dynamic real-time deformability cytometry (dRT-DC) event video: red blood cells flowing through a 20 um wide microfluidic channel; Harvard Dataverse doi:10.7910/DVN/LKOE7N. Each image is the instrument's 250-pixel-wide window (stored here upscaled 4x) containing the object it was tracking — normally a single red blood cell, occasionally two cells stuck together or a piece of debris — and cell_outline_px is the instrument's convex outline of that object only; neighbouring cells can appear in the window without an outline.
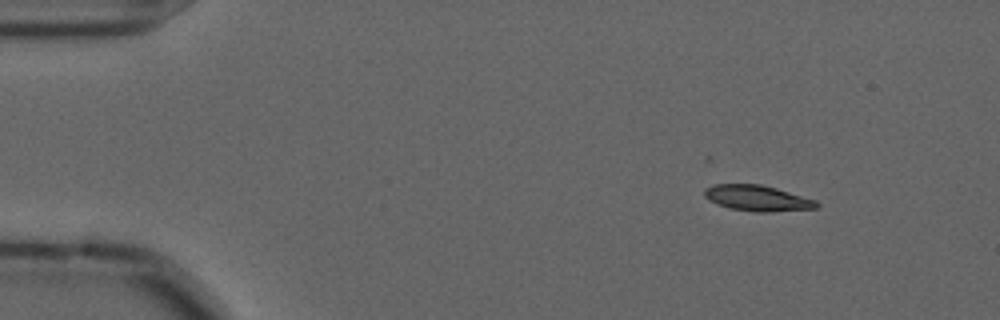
{"species": "common noctule bat (a hibernating species)", "species_latin": "Nyctalus noctula", "temperature_condition": "cold", "stored_images_in_passage": 51, "camera_frame_rate_fps": 3000, "um_per_image_px": 0.085, "animal": {"sex": "male", "forearm_length_mm": 52.5}, "frame": {"image": 1, "passage_image": 1, "time_ms": 0.0, "image_size_px": [1000, 320], "cell_outline_px": [[820, 204], [816, 208], [768, 212], [756, 212], [732, 208], [720, 204], [704, 196], [704, 188], [712, 184], [760, 184], [776, 188], [816, 200]], "centroid_in_image_um": [64.39, 16.83], "position_along_channel_um": 20.6, "area_um2": 16.59}}
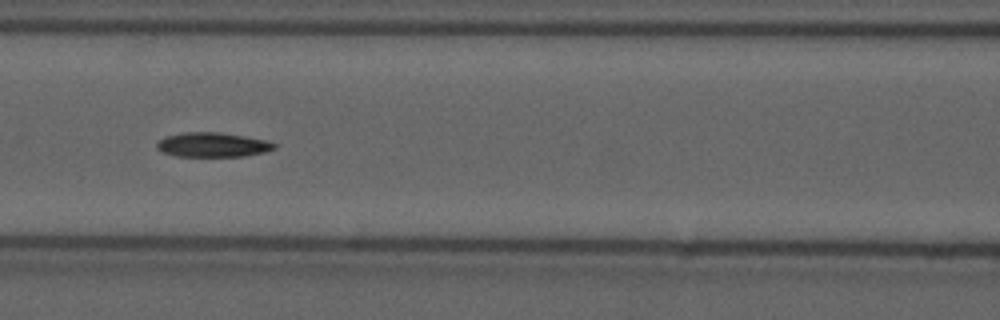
{"frame": {"image": 2, "passage_image": 19, "time_ms": 6.0, "image_size_px": [1000, 320], "cell_outline_px": [[276, 148], [264, 152], [244, 156], [176, 156], [164, 152], [156, 148], [156, 144], [160, 140], [168, 136], [184, 132], [220, 132], [244, 136], [264, 140], [276, 144]], "centroid_in_image_um": [18.07, 12.3], "position_along_channel_um": 148.5, "area_um2": 16.53}}
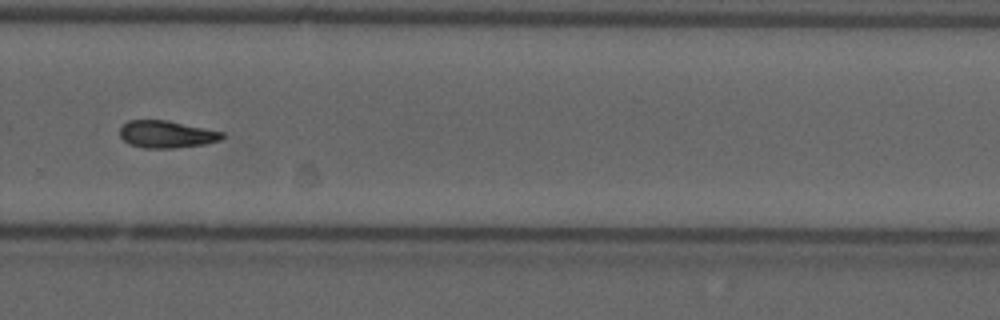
{"frame": {"image": 3, "passage_image": 33, "time_ms": 10.667, "image_size_px": [1000, 320], "cell_outline_px": [[224, 136], [220, 140], [204, 144], [176, 148], [144, 148], [128, 144], [120, 136], [120, 128], [128, 120], [164, 120], [224, 132]], "centroid_in_image_um": [14.13, 11.42], "position_along_channel_um": 315.7, "area_um2": 16.13}}